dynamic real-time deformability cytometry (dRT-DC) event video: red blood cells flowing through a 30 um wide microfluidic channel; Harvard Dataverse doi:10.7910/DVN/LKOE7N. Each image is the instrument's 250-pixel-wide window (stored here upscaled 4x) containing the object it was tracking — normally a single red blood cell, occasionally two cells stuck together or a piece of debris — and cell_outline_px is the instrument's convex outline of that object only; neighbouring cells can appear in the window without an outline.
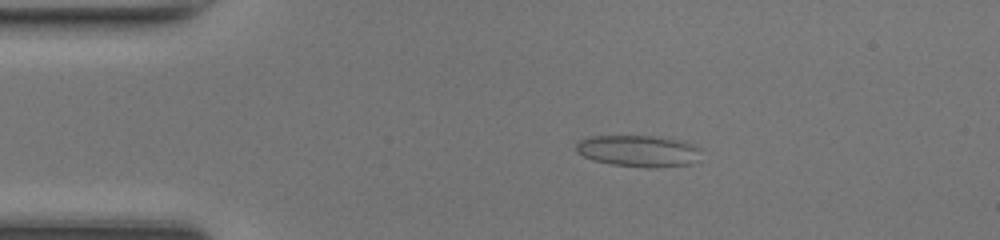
{"species": "common noctule bat (a hibernating species)", "species_latin": "Nyctalus noctula", "temperature_condition": "room temperature", "stored_images_in_passage": 47, "camera_frame_rate_fps": 3000, "um_per_image_px": 0.085, "animal": {"sex": "female", "body_mass_g": 17.0, "forearm_length_mm": 48.0}, "frame": {"image": 1, "passage_image": 8, "time_ms": 2.333, "image_size_px": [1000, 240], "cell_outline_px": [[700, 148], [688, 164], [656, 168], [644, 168], [612, 164], [592, 160], [576, 152], [576, 144], [580, 140], [592, 136], [660, 136], [684, 140]], "centroid_in_image_um": [54.2, 12.82], "position_along_channel_um": 30.8, "area_um2": 22.83}}
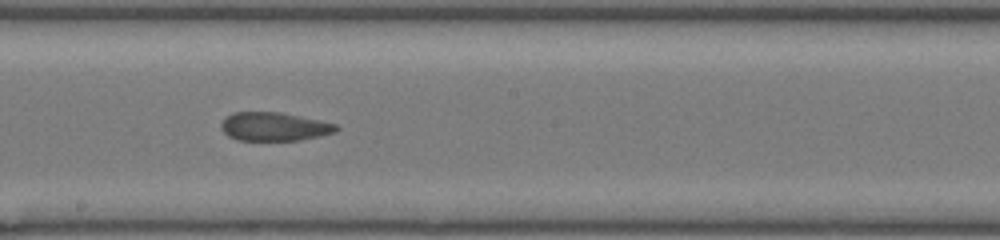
{"frame": {"image": 2, "passage_image": 25, "time_ms": 8.0, "image_size_px": [1000, 240], "cell_outline_px": [[340, 128], [336, 132], [320, 136], [300, 140], [236, 140], [228, 136], [220, 128], [220, 124], [232, 112], [280, 112], [336, 124]], "centroid_in_image_um": [23.29, 10.77], "position_along_channel_um": 224.9, "area_um2": 19.07}}
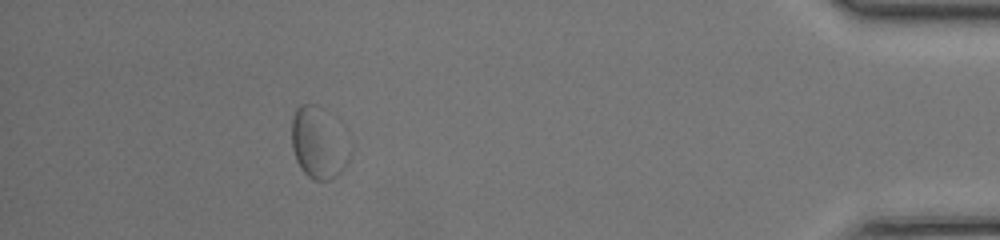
{"frame": {"image": 3, "passage_image": 42, "time_ms": 13.667, "image_size_px": [1000, 240], "cell_outline_px": [[348, 160], [340, 172], [336, 176], [328, 180], [312, 180], [300, 168], [296, 160], [292, 148], [292, 116], [296, 108], [300, 104], [316, 104]], "centroid_in_image_um": [26.83, 12.27], "position_along_channel_um": 408.4, "area_um2": 21.15}, "authors_computed_cell_mechanics": {"area_um2": 20.2878, "velocity_mm_per_s": 4.2901, "shape_relaxation_time_tau1_ms": null, "shape_relaxation_time_tau2_ms": 1.8581, "deformation_change_tau1": null, "deformation_change_tau2": 0.0736}}